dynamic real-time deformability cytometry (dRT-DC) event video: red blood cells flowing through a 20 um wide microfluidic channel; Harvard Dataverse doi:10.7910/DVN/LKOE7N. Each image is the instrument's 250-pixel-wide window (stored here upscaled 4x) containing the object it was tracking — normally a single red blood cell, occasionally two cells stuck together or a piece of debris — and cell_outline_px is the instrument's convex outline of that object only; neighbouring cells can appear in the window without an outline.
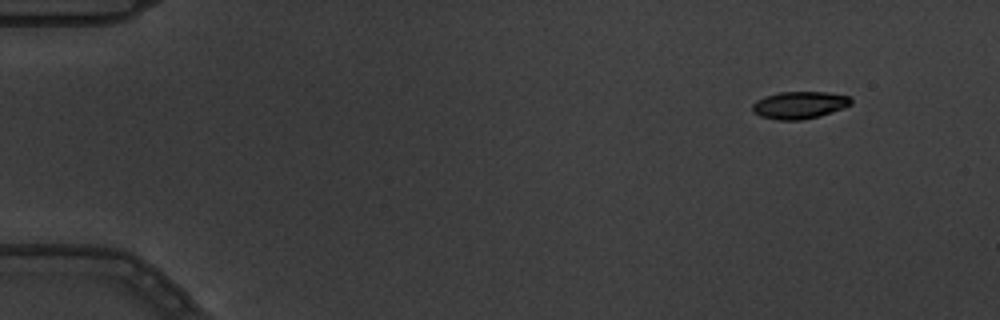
{"species": "common noctule bat (a hibernating species)", "species_latin": "Nyctalus noctula", "temperature_condition": "warm", "stored_images_in_passage": 7, "camera_frame_rate_fps": 3000, "um_per_image_px": 0.085, "animal": {"sex": "male", "body_mass_g": 19.5, "forearm_length_mm": 54.6}, "frame": {"image": 1, "passage_image": 1, "time_ms": 0.0, "image_size_px": [1000, 320], "cell_outline_px": [[852, 104], [844, 108], [820, 116], [800, 120], [776, 120], [760, 116], [752, 112], [752, 104], [756, 100], [764, 96], [780, 92], [828, 92], [852, 96]], "centroid_in_image_um": [67.96, 8.93], "position_along_channel_um": 17.0, "area_um2": 15.95}}
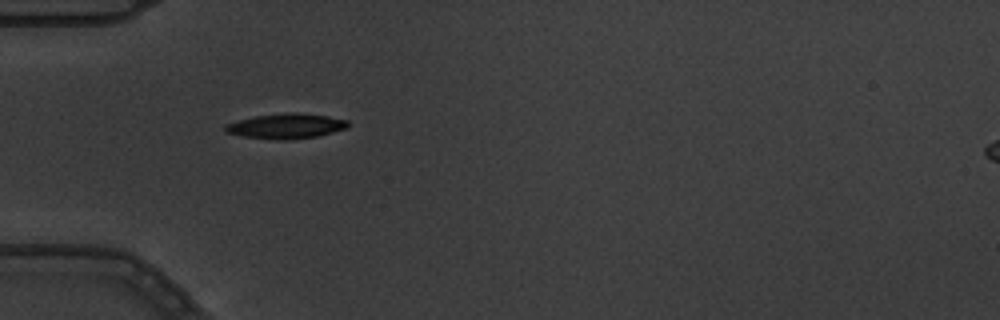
{"frame": {"image": 2, "passage_image": 5, "time_ms": 1.333, "image_size_px": [1000, 320], "cell_outline_px": [[348, 128], [316, 136], [288, 140], [276, 140], [244, 136], [224, 132], [224, 124], [256, 116], [296, 112], [328, 116], [348, 120]], "centroid_in_image_um": [24.32, 10.72], "position_along_channel_um": 60.7, "area_um2": 17.74}}